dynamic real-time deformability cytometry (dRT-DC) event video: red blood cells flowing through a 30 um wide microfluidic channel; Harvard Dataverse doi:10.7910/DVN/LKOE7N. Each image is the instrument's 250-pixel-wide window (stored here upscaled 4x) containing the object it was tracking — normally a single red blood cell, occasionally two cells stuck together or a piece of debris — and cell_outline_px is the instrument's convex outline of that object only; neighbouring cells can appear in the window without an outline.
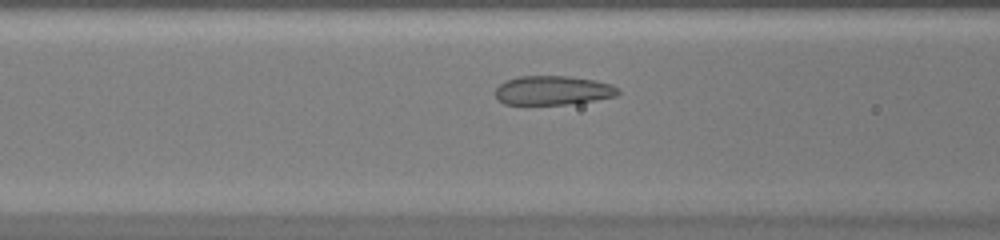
{"species": "common noctule bat (a hibernating species)", "species_latin": "Nyctalus noctula", "temperature_condition": "warm", "stored_images_in_passage": 38, "camera_frame_rate_fps": 3000, "um_per_image_px": 0.085, "animal": {"sex": "female", "body_mass_g": 20.0, "forearm_length_mm": 54.0}, "frame": {"image": 1, "passage_image": 11, "time_ms": 3.333, "image_size_px": [1000, 240], "cell_outline_px": [[620, 92], [616, 96], [568, 104], [504, 104], [496, 100], [496, 88], [500, 84], [508, 80], [520, 76], [568, 76], [592, 80], [612, 84]], "centroid_in_image_um": [46.96, 7.68], "position_along_channel_um": 119.6, "area_um2": 20.58}}
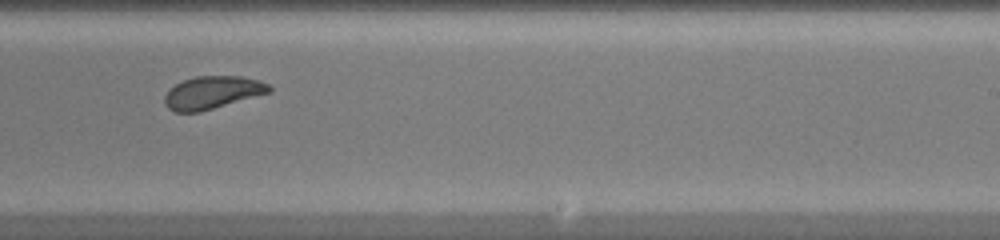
{"frame": {"image": 2, "passage_image": 21, "time_ms": 6.667, "image_size_px": [1000, 240], "cell_outline_px": [[272, 92], [200, 112], [176, 112], [168, 108], [164, 104], [164, 96], [176, 84], [184, 80], [196, 76], [240, 76], [256, 80], [268, 84], [272, 88]], "centroid_in_image_um": [18.06, 7.87], "position_along_channel_um": 270.9, "area_um2": 19.83}}
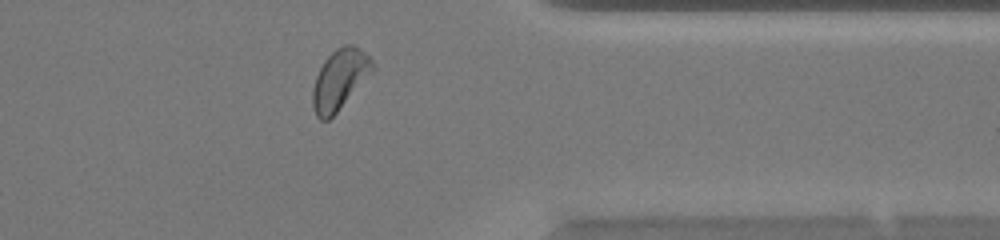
{"frame": {"image": 3, "passage_image": 29, "time_ms": 9.333, "image_size_px": [1000, 240], "cell_outline_px": [[376, 68], [336, 112], [328, 120], [320, 120], [316, 116], [312, 104], [312, 88], [316, 76], [324, 60], [336, 48], [344, 44], [352, 44], [360, 48], [372, 60]], "centroid_in_image_um": [28.87, 6.73], "position_along_channel_um": 382.5, "area_um2": 20.87}}